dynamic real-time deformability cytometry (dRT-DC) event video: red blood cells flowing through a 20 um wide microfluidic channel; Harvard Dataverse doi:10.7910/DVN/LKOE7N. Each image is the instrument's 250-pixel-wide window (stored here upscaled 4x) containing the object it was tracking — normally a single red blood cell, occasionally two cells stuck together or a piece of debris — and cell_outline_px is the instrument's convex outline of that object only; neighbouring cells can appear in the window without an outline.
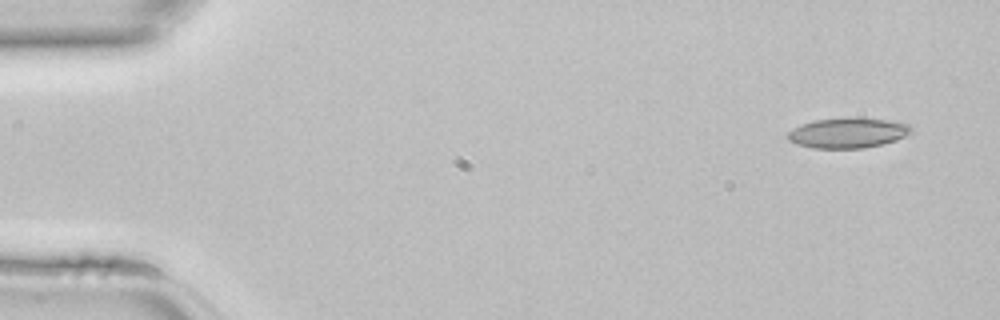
{"species": "common noctule bat (a hibernating species)", "species_latin": "Nyctalus noctula", "temperature_condition": "room temperature", "stored_images_in_passage": 43, "camera_frame_rate_fps": 3000, "um_per_image_px": 0.085, "animal": {"sex": "female", "body_mass_g": 22.7, "forearm_length_mm": 54.2}, "frame": {"image": 1, "passage_image": 1, "time_ms": 0.0, "image_size_px": [1000, 320], "cell_outline_px": [[912, 132], [896, 140], [884, 144], [864, 148], [812, 148], [796, 144], [788, 140], [788, 132], [792, 128], [800, 124], [812, 120], [848, 116], [860, 116], [888, 120], [908, 124], [912, 128]], "centroid_in_image_um": [72.05, 11.27], "position_along_channel_um": 13.0, "area_um2": 22.31}}
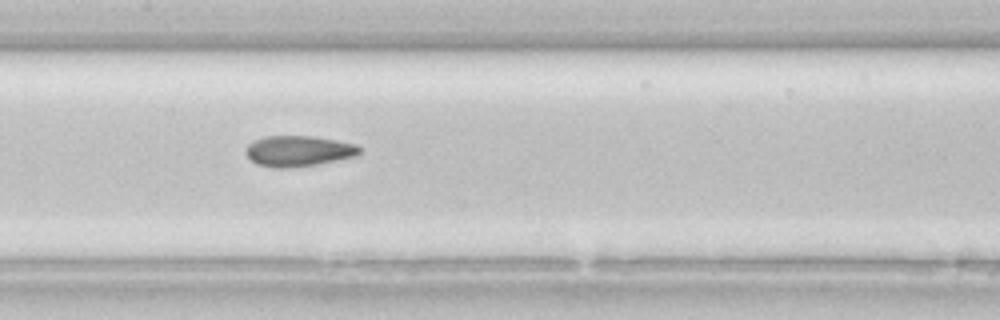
{"frame": {"image": 2, "passage_image": 20, "time_ms": 6.333, "image_size_px": [1000, 320], "cell_outline_px": [[360, 156], [316, 164], [292, 168], [272, 168], [256, 164], [244, 152], [244, 148], [248, 144], [264, 136], [312, 136], [336, 140], [356, 144], [360, 148]], "centroid_in_image_um": [25.37, 12.84], "position_along_channel_um": 182.0, "area_um2": 20.58}}
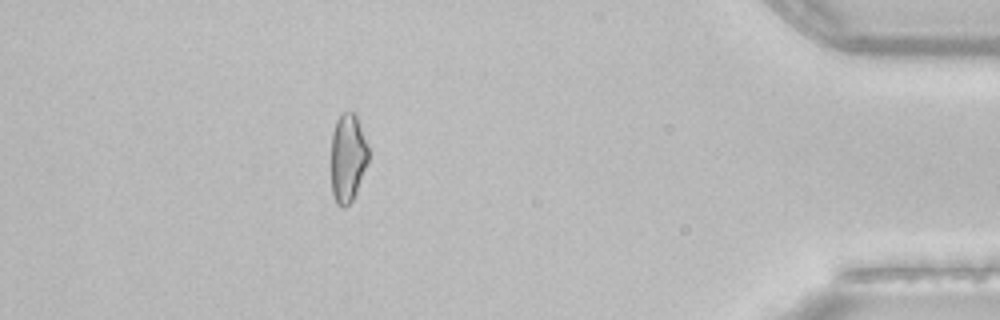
{"frame": {"image": 3, "passage_image": 38, "time_ms": 12.333, "image_size_px": [1000, 320], "cell_outline_px": [[368, 160], [356, 192], [352, 200], [344, 208], [340, 208], [336, 204], [332, 196], [332, 132], [336, 120], [340, 112], [356, 112], [368, 144]], "centroid_in_image_um": [29.56, 13.38], "position_along_channel_um": 405.6, "area_um2": 19.42}}